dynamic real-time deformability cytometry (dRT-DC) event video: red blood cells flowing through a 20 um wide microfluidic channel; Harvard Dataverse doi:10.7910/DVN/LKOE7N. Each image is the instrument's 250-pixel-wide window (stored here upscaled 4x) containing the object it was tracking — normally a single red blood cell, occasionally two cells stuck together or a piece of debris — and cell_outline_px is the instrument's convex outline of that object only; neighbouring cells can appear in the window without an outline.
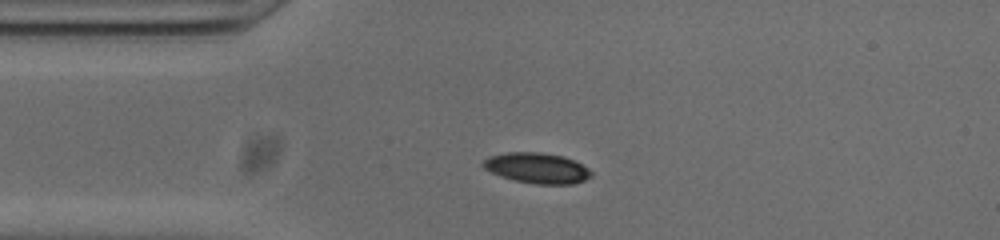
{"species": "common noctule bat (a hibernating species)", "species_latin": "Nyctalus noctula", "temperature_condition": "cold", "stored_images_in_passage": 42, "camera_frame_rate_fps": 3000, "um_per_image_px": 0.085, "animal": {"sex": "male", "body_mass_g": 20.0, "forearm_length_mm": 53.3}, "frame": {"image": 1, "passage_image": 1, "time_ms": 0.0, "image_size_px": [1000, 240], "cell_outline_px": [[592, 176], [584, 180], [572, 184], [536, 184], [516, 180], [500, 176], [484, 168], [480, 164], [488, 156], [508, 152], [540, 152], [564, 156], [588, 168], [592, 172]], "centroid_in_image_um": [45.63, 14.28], "position_along_channel_um": 39.4, "area_um2": 19.13}}
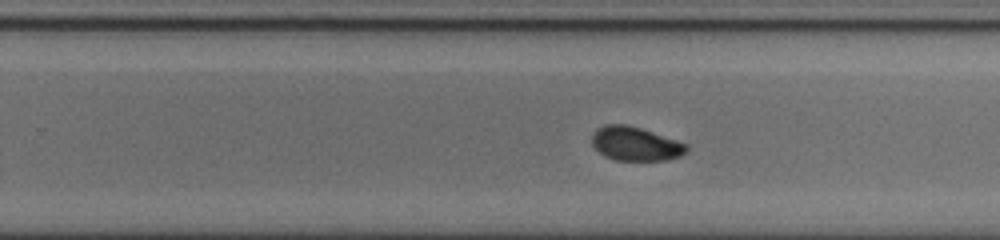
{"frame": {"image": 2, "passage_image": 21, "time_ms": 6.667, "image_size_px": [1000, 240], "cell_outline_px": [[688, 152], [680, 156], [668, 160], [616, 160], [604, 156], [592, 144], [592, 132], [596, 128], [604, 124], [624, 124], [640, 128], [688, 144]], "centroid_in_image_um": [54.01, 12.22], "position_along_channel_um": 275.8, "area_um2": 18.73}}
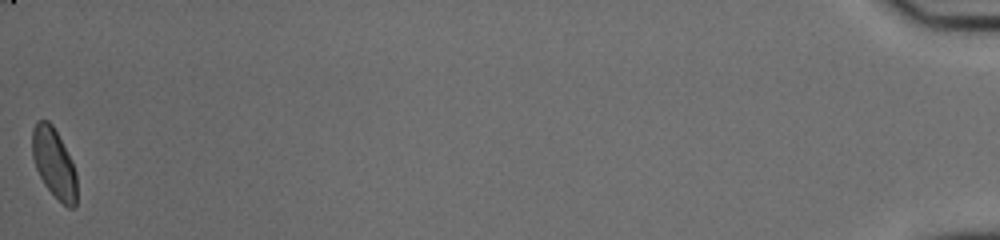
{"frame": {"image": 3, "passage_image": 42, "time_ms": 13.667, "image_size_px": [1000, 240], "cell_outline_px": [[76, 204], [72, 208], [68, 208], [44, 184], [36, 168], [32, 156], [32, 128], [36, 120], [48, 120], [52, 124], [76, 172]], "centroid_in_image_um": [4.56, 13.84], "position_along_channel_um": 430.6, "area_um2": 17.63}, "authors_computed_cell_mechanics": {"area_um2": 18.6405, "velocity_mm_per_s": 3.8128, "shape_relaxation_time_tau1_ms": 2.6646, "shape_relaxation_time_tau2_ms": 3.4086, "deformation_change_tau1": 0.1053, "deformation_change_tau2": 0.0569}}